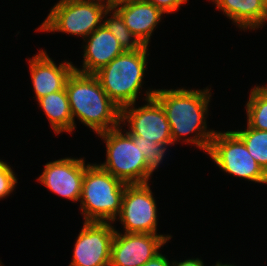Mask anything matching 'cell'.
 Wrapping results in <instances>:
<instances>
[{"mask_svg":"<svg viewBox=\"0 0 267 266\" xmlns=\"http://www.w3.org/2000/svg\"><path fill=\"white\" fill-rule=\"evenodd\" d=\"M154 98L165 110L171 128L173 145L180 141L192 143L208 152L216 131L207 130L206 118L211 98L210 89H155ZM194 134L189 136V134ZM182 137V138H181Z\"/></svg>","mask_w":267,"mask_h":266,"instance_id":"obj_1","label":"cell"},{"mask_svg":"<svg viewBox=\"0 0 267 266\" xmlns=\"http://www.w3.org/2000/svg\"><path fill=\"white\" fill-rule=\"evenodd\" d=\"M65 89L73 117V130L76 128L75 117L97 135L121 125V108L109 98L94 74L74 70Z\"/></svg>","mask_w":267,"mask_h":266,"instance_id":"obj_2","label":"cell"},{"mask_svg":"<svg viewBox=\"0 0 267 266\" xmlns=\"http://www.w3.org/2000/svg\"><path fill=\"white\" fill-rule=\"evenodd\" d=\"M126 183L98 164L85 169L80 196L84 222H114L120 214Z\"/></svg>","mask_w":267,"mask_h":266,"instance_id":"obj_3","label":"cell"},{"mask_svg":"<svg viewBox=\"0 0 267 266\" xmlns=\"http://www.w3.org/2000/svg\"><path fill=\"white\" fill-rule=\"evenodd\" d=\"M149 46L143 45L134 51H125L94 75L102 89L120 108L136 103L147 68Z\"/></svg>","mask_w":267,"mask_h":266,"instance_id":"obj_4","label":"cell"},{"mask_svg":"<svg viewBox=\"0 0 267 266\" xmlns=\"http://www.w3.org/2000/svg\"><path fill=\"white\" fill-rule=\"evenodd\" d=\"M104 0H59L36 31L62 32L84 40L103 24Z\"/></svg>","mask_w":267,"mask_h":266,"instance_id":"obj_5","label":"cell"},{"mask_svg":"<svg viewBox=\"0 0 267 266\" xmlns=\"http://www.w3.org/2000/svg\"><path fill=\"white\" fill-rule=\"evenodd\" d=\"M97 136L106 144V161L98 164L102 169L126 184L147 183L146 159L132 135L120 125Z\"/></svg>","mask_w":267,"mask_h":266,"instance_id":"obj_6","label":"cell"},{"mask_svg":"<svg viewBox=\"0 0 267 266\" xmlns=\"http://www.w3.org/2000/svg\"><path fill=\"white\" fill-rule=\"evenodd\" d=\"M207 154L222 171L248 181L267 184V174L233 130L215 132Z\"/></svg>","mask_w":267,"mask_h":266,"instance_id":"obj_7","label":"cell"},{"mask_svg":"<svg viewBox=\"0 0 267 266\" xmlns=\"http://www.w3.org/2000/svg\"><path fill=\"white\" fill-rule=\"evenodd\" d=\"M155 89L146 91V103L135 108V103L121 108V124L128 122V133L132 136H141L147 141L157 144L173 145L171 128L165 110L153 97Z\"/></svg>","mask_w":267,"mask_h":266,"instance_id":"obj_8","label":"cell"},{"mask_svg":"<svg viewBox=\"0 0 267 266\" xmlns=\"http://www.w3.org/2000/svg\"><path fill=\"white\" fill-rule=\"evenodd\" d=\"M148 183L127 184L118 219L124 233L157 234V203Z\"/></svg>","mask_w":267,"mask_h":266,"instance_id":"obj_9","label":"cell"},{"mask_svg":"<svg viewBox=\"0 0 267 266\" xmlns=\"http://www.w3.org/2000/svg\"><path fill=\"white\" fill-rule=\"evenodd\" d=\"M115 230L111 222H84L69 266H109Z\"/></svg>","mask_w":267,"mask_h":266,"instance_id":"obj_10","label":"cell"},{"mask_svg":"<svg viewBox=\"0 0 267 266\" xmlns=\"http://www.w3.org/2000/svg\"><path fill=\"white\" fill-rule=\"evenodd\" d=\"M171 237L165 234H122L115 230L109 266H142L158 254Z\"/></svg>","mask_w":267,"mask_h":266,"instance_id":"obj_11","label":"cell"},{"mask_svg":"<svg viewBox=\"0 0 267 266\" xmlns=\"http://www.w3.org/2000/svg\"><path fill=\"white\" fill-rule=\"evenodd\" d=\"M89 165L84 158H61L45 164L37 180L55 194L80 202L83 177Z\"/></svg>","mask_w":267,"mask_h":266,"instance_id":"obj_12","label":"cell"},{"mask_svg":"<svg viewBox=\"0 0 267 266\" xmlns=\"http://www.w3.org/2000/svg\"><path fill=\"white\" fill-rule=\"evenodd\" d=\"M39 51L31 59L28 58L36 100L64 90L69 76L75 70L72 62L64 61L58 66L44 50Z\"/></svg>","mask_w":267,"mask_h":266,"instance_id":"obj_13","label":"cell"},{"mask_svg":"<svg viewBox=\"0 0 267 266\" xmlns=\"http://www.w3.org/2000/svg\"><path fill=\"white\" fill-rule=\"evenodd\" d=\"M84 41H87V43L85 47L83 46L82 69L74 66L75 71L80 73L95 74L118 55L125 52L116 37L104 24L85 38Z\"/></svg>","mask_w":267,"mask_h":266,"instance_id":"obj_14","label":"cell"},{"mask_svg":"<svg viewBox=\"0 0 267 266\" xmlns=\"http://www.w3.org/2000/svg\"><path fill=\"white\" fill-rule=\"evenodd\" d=\"M115 10L120 14L129 31L145 46L149 45L150 37L164 14L144 0L119 6Z\"/></svg>","mask_w":267,"mask_h":266,"instance_id":"obj_15","label":"cell"},{"mask_svg":"<svg viewBox=\"0 0 267 266\" xmlns=\"http://www.w3.org/2000/svg\"><path fill=\"white\" fill-rule=\"evenodd\" d=\"M240 29L261 28L267 22V0H211Z\"/></svg>","mask_w":267,"mask_h":266,"instance_id":"obj_16","label":"cell"},{"mask_svg":"<svg viewBox=\"0 0 267 266\" xmlns=\"http://www.w3.org/2000/svg\"><path fill=\"white\" fill-rule=\"evenodd\" d=\"M44 110L55 134L72 133L73 117L66 89L53 92L37 100Z\"/></svg>","mask_w":267,"mask_h":266,"instance_id":"obj_17","label":"cell"},{"mask_svg":"<svg viewBox=\"0 0 267 266\" xmlns=\"http://www.w3.org/2000/svg\"><path fill=\"white\" fill-rule=\"evenodd\" d=\"M246 102L247 125L253 129L267 131V87L254 86Z\"/></svg>","mask_w":267,"mask_h":266,"instance_id":"obj_18","label":"cell"},{"mask_svg":"<svg viewBox=\"0 0 267 266\" xmlns=\"http://www.w3.org/2000/svg\"><path fill=\"white\" fill-rule=\"evenodd\" d=\"M245 144L250 155L267 174V131L249 127L233 131Z\"/></svg>","mask_w":267,"mask_h":266,"instance_id":"obj_19","label":"cell"},{"mask_svg":"<svg viewBox=\"0 0 267 266\" xmlns=\"http://www.w3.org/2000/svg\"><path fill=\"white\" fill-rule=\"evenodd\" d=\"M111 13V17L107 18L106 15ZM104 16L105 17L103 18L105 19L103 20V24L116 37L117 41L125 51H134L143 46L129 31V28L125 25L124 20L115 9H108Z\"/></svg>","mask_w":267,"mask_h":266,"instance_id":"obj_20","label":"cell"},{"mask_svg":"<svg viewBox=\"0 0 267 266\" xmlns=\"http://www.w3.org/2000/svg\"><path fill=\"white\" fill-rule=\"evenodd\" d=\"M133 141L136 146H139L141 149L140 151L146 159L148 183L154 170H156L159 164L162 163V160H164L168 146L171 145L157 144L154 141H147V139H143L141 136H133Z\"/></svg>","mask_w":267,"mask_h":266,"instance_id":"obj_21","label":"cell"},{"mask_svg":"<svg viewBox=\"0 0 267 266\" xmlns=\"http://www.w3.org/2000/svg\"><path fill=\"white\" fill-rule=\"evenodd\" d=\"M17 177L15 176L14 171L11 169V166L7 165L4 162L0 166V199L9 196L16 187Z\"/></svg>","mask_w":267,"mask_h":266,"instance_id":"obj_22","label":"cell"},{"mask_svg":"<svg viewBox=\"0 0 267 266\" xmlns=\"http://www.w3.org/2000/svg\"><path fill=\"white\" fill-rule=\"evenodd\" d=\"M148 3L153 4L155 7L160 9L164 14H170L179 10L182 4L187 3L188 0H144Z\"/></svg>","mask_w":267,"mask_h":266,"instance_id":"obj_23","label":"cell"},{"mask_svg":"<svg viewBox=\"0 0 267 266\" xmlns=\"http://www.w3.org/2000/svg\"><path fill=\"white\" fill-rule=\"evenodd\" d=\"M171 263L160 252L142 266H170Z\"/></svg>","mask_w":267,"mask_h":266,"instance_id":"obj_24","label":"cell"},{"mask_svg":"<svg viewBox=\"0 0 267 266\" xmlns=\"http://www.w3.org/2000/svg\"><path fill=\"white\" fill-rule=\"evenodd\" d=\"M170 266H204L203 261L199 258H189L184 261L176 262L172 261Z\"/></svg>","mask_w":267,"mask_h":266,"instance_id":"obj_25","label":"cell"},{"mask_svg":"<svg viewBox=\"0 0 267 266\" xmlns=\"http://www.w3.org/2000/svg\"><path fill=\"white\" fill-rule=\"evenodd\" d=\"M135 1H139V0H105L108 9H116L119 6H122L128 3H133Z\"/></svg>","mask_w":267,"mask_h":266,"instance_id":"obj_26","label":"cell"},{"mask_svg":"<svg viewBox=\"0 0 267 266\" xmlns=\"http://www.w3.org/2000/svg\"><path fill=\"white\" fill-rule=\"evenodd\" d=\"M213 266H236V265H233V264H222L221 262H216V265H213Z\"/></svg>","mask_w":267,"mask_h":266,"instance_id":"obj_27","label":"cell"},{"mask_svg":"<svg viewBox=\"0 0 267 266\" xmlns=\"http://www.w3.org/2000/svg\"><path fill=\"white\" fill-rule=\"evenodd\" d=\"M4 163V161L0 160V166Z\"/></svg>","mask_w":267,"mask_h":266,"instance_id":"obj_28","label":"cell"}]
</instances>
